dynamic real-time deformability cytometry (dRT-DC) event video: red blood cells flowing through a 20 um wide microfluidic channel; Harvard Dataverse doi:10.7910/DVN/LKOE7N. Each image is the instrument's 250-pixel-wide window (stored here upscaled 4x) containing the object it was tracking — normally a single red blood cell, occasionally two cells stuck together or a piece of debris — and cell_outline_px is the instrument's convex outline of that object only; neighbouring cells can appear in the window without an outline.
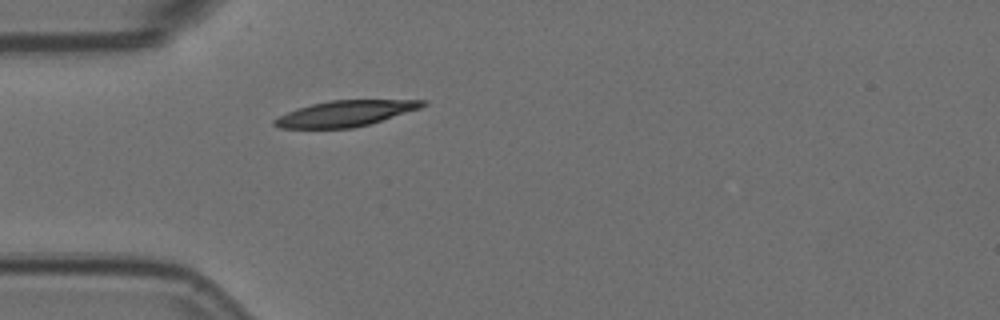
{"species": "Egyptian fruit bat (a non-hibernating species)", "species_latin": "Rousettus aegyptiacus", "temperature_condition": "room temperature", "stored_images_in_passage": 1, "camera_frame_rate_fps": 3000, "um_per_image_px": 0.085, "animal": {"sex": "female"}, "frame": {"image": 1, "passage_image": 1, "time_ms": 0.0, "image_size_px": [1000, 320], "cell_outline_px": [[428, 104], [420, 108], [368, 124], [352, 128], [280, 128], [272, 124], [272, 120], [288, 112], [312, 104], [332, 100], [428, 100]], "centroid_in_image_um": [29.36, 9.64], "position_along_channel_um": 55.6, "area_um2": 21.91}}